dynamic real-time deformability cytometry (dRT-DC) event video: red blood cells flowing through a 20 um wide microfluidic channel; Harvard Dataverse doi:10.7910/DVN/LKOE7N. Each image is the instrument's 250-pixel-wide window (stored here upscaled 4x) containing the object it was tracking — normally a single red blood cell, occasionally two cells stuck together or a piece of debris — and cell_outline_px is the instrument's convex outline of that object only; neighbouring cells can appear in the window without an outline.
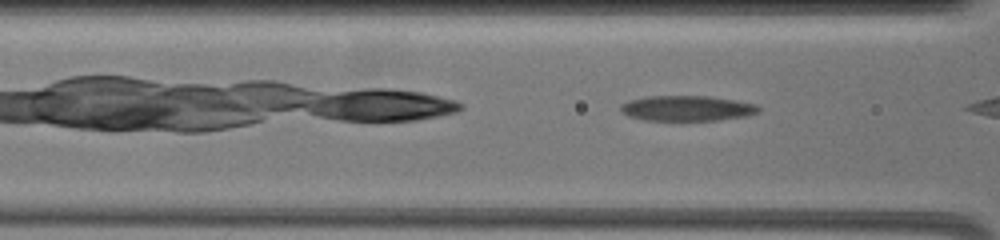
{"species": "common noctule bat (a hibernating species)", "species_latin": "Nyctalus noctula", "temperature_condition": "warm", "stored_images_in_passage": 16, "camera_frame_rate_fps": 3000, "um_per_image_px": 0.085, "animal": {"sex": "female", "body_mass_g": 19.5, "forearm_length_mm": 54.1}, "frame": {"image": 1, "passage_image": 13, "time_ms": 3.333, "image_size_px": [1000, 240], "cell_outline_px": [[760, 108], [756, 112], [748, 116], [720, 120], [644, 120], [628, 116], [620, 112], [620, 104], [628, 100], [648, 96], [708, 96], [756, 104]], "centroid_in_image_um": [58.34, 9.21], "position_along_channel_um": 108.3, "area_um2": 20.35}}